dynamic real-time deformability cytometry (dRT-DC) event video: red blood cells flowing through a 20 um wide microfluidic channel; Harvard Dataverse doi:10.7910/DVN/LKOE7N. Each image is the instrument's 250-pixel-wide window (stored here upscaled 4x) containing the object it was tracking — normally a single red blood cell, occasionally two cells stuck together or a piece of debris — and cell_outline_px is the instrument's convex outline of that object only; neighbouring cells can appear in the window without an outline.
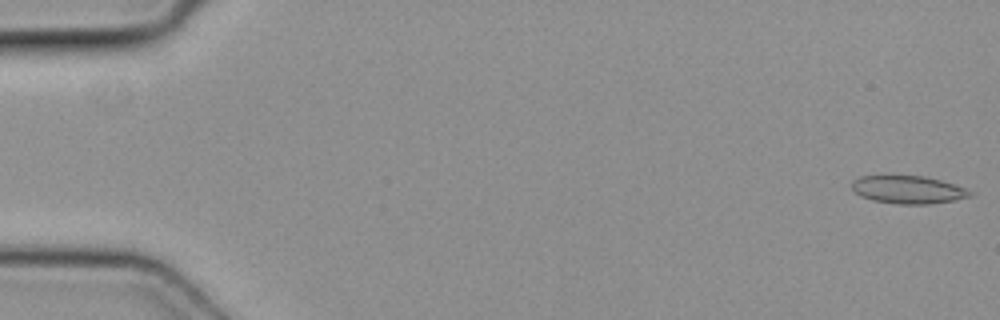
{"species": "common noctule bat (a hibernating species)", "species_latin": "Nyctalus noctula", "temperature_condition": "cold", "stored_images_in_passage": 46, "camera_frame_rate_fps": 3000, "um_per_image_px": 0.085, "animal": {"sex": "female", "body_mass_g": 19.3, "forearm_length_mm": 54.1}, "frame": {"image": 1, "passage_image": 1, "time_ms": 0.0, "image_size_px": [1000, 320], "cell_outline_px": [[972, 196], [956, 200], [928, 204], [896, 204], [872, 200], [860, 196], [852, 188], [852, 180], [860, 176], [924, 176], [940, 180], [964, 188], [972, 192]], "centroid_in_image_um": [77.17, 16.13], "position_along_channel_um": 7.8, "area_um2": 19.07}}
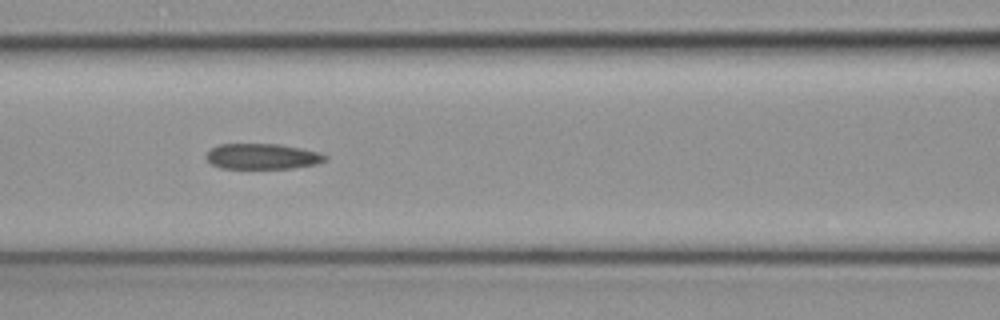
{"frame": {"image": 2, "passage_image": 22, "time_ms": 7.0, "image_size_px": [1000, 320], "cell_outline_px": [[328, 156], [324, 160], [316, 164], [292, 168], [220, 168], [212, 164], [204, 156], [212, 148], [220, 144], [276, 144], [300, 148], [316, 152]], "centroid_in_image_um": [22.26, 13.29], "position_along_channel_um": 144.3, "area_um2": 17.46}}
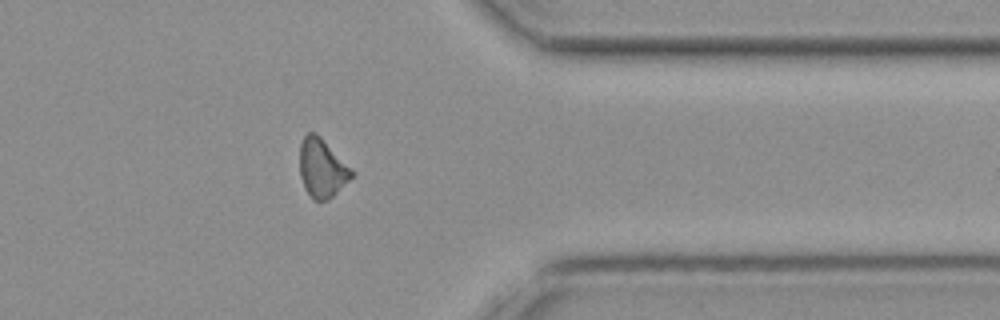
{"frame": {"image": 3, "passage_image": 40, "time_ms": 13.0, "image_size_px": [1000, 320], "cell_outline_px": [[356, 172], [328, 200], [312, 200], [304, 188], [300, 176], [300, 144], [304, 136], [308, 132], [316, 132]], "centroid_in_image_um": [27.36, 14.28], "position_along_channel_um": 384.0, "area_um2": 17.74}}